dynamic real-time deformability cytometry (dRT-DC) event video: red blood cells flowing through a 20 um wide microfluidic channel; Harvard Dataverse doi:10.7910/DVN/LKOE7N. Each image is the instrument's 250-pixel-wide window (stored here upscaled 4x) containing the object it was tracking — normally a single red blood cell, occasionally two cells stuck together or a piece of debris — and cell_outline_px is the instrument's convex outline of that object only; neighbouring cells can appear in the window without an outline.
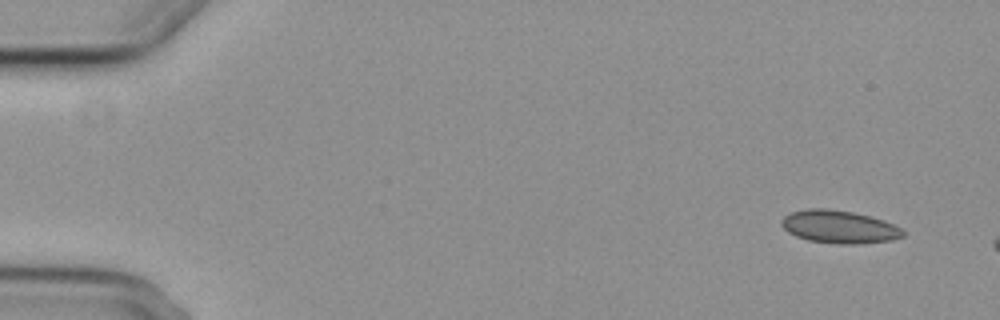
{"species": "common noctule bat (a hibernating species)", "species_latin": "Nyctalus noctula", "temperature_condition": "cold", "stored_images_in_passage": 3, "camera_frame_rate_fps": 3000, "um_per_image_px": 0.085, "animal": {"sex": "female", "body_mass_g": 29.2, "forearm_length_mm": 56.3}, "frame": {"image": 1, "passage_image": 1, "time_ms": 0.0, "image_size_px": [1000, 320], "cell_outline_px": [[904, 236], [892, 240], [860, 244], [840, 244], [808, 240], [796, 236], [788, 232], [780, 224], [780, 220], [784, 216], [792, 212], [808, 208], [828, 208], [852, 212], [884, 220], [900, 228], [904, 232]], "centroid_in_image_um": [71.31, 19.28], "position_along_channel_um": 13.7, "area_um2": 23.24}}